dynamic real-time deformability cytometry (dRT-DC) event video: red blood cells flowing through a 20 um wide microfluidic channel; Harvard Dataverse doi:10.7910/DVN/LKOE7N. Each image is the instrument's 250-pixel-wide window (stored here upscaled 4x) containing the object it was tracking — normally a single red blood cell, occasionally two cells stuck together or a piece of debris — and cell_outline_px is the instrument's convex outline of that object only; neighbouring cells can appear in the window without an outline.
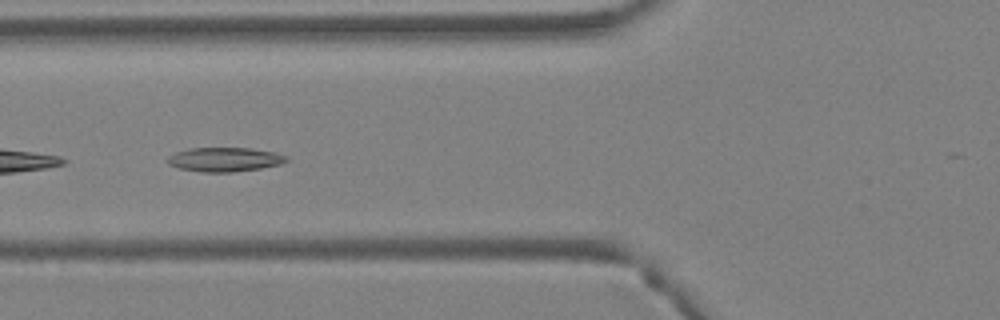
{"species": "Egyptian fruit bat (a non-hibernating species)", "species_latin": "Rousettus aegyptiacus", "temperature_condition": "warm", "stored_images_in_passage": 5, "camera_frame_rate_fps": 3000, "um_per_image_px": 0.085, "animal": {"sex": "female"}, "frame": {"image": 1, "passage_image": 5, "time_ms": 1.333, "image_size_px": [1000, 320], "cell_outline_px": [[288, 160], [280, 164], [260, 168], [232, 172], [200, 172], [180, 168], [168, 164], [164, 160], [168, 156], [176, 152], [192, 148], [248, 148], [272, 152], [288, 156]], "centroid_in_image_um": [19.05, 13.56], "position_along_channel_um": 106.7, "area_um2": 16.65}}